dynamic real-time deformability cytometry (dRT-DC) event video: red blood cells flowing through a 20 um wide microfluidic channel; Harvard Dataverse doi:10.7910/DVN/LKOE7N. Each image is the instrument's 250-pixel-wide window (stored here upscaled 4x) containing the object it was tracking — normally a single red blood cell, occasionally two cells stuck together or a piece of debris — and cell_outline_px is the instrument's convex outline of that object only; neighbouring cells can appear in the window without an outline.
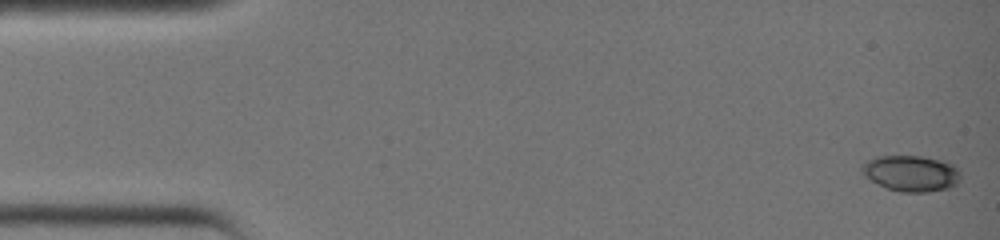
{"species": "common noctule bat (a hibernating species)", "species_latin": "Nyctalus noctula", "temperature_condition": "warm", "stored_images_in_passage": 38, "camera_frame_rate_fps": 3000, "um_per_image_px": 0.085, "animal": {"sex": "female", "body_mass_g": 19.0, "forearm_length_mm": 51.5}, "frame": {"image": 1, "passage_image": 1, "time_ms": 0.0, "image_size_px": [1000, 240], "cell_outline_px": [[960, 180], [956, 184], [948, 188], [928, 192], [900, 192], [888, 188], [864, 176], [860, 172], [860, 164], [876, 156], [920, 156], [940, 160], [952, 164], [960, 172]], "centroid_in_image_um": [77.42, 14.73], "position_along_channel_um": 7.6, "area_um2": 20.69}}
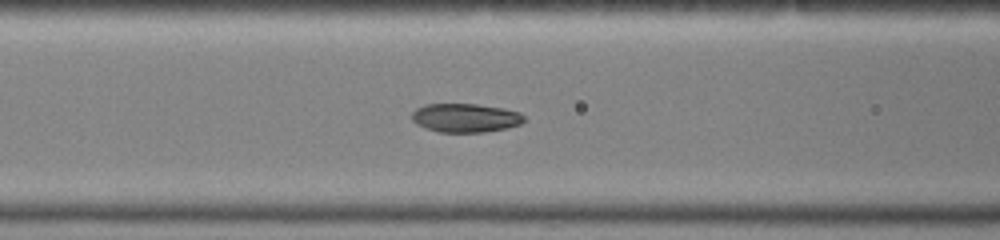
{"frame": {"image": 2, "passage_image": 16, "time_ms": 5.0, "image_size_px": [1000, 240], "cell_outline_px": [[524, 120], [520, 124], [504, 128], [484, 132], [440, 132], [416, 124], [412, 120], [412, 112], [416, 108], [424, 104], [476, 104], [504, 108], [520, 112], [524, 116]], "centroid_in_image_um": [39.55, 10.0], "position_along_channel_um": 127.1, "area_um2": 18.73}}
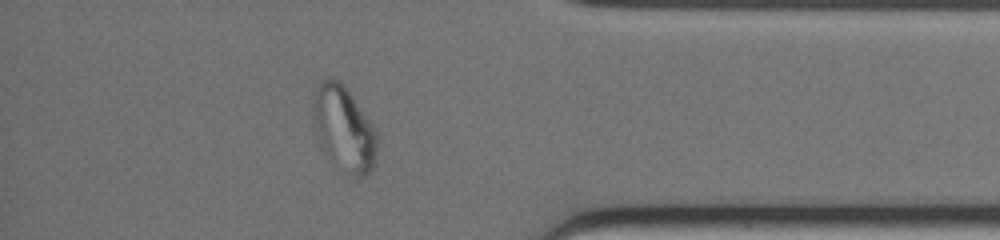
{"frame": {"image": 3, "passage_image": 33, "time_ms": 10.667, "image_size_px": [1000, 240], "cell_outline_px": [[380, 140], [376, 164], [364, 176], [356, 176], [344, 172], [336, 168], [328, 160], [316, 136], [312, 124], [312, 108], [316, 84], [320, 80], [328, 76], [336, 80], [352, 96], [376, 128], [380, 136]], "centroid_in_image_um": [29.23, 10.98], "position_along_channel_um": 406.0, "area_um2": 32.71}}